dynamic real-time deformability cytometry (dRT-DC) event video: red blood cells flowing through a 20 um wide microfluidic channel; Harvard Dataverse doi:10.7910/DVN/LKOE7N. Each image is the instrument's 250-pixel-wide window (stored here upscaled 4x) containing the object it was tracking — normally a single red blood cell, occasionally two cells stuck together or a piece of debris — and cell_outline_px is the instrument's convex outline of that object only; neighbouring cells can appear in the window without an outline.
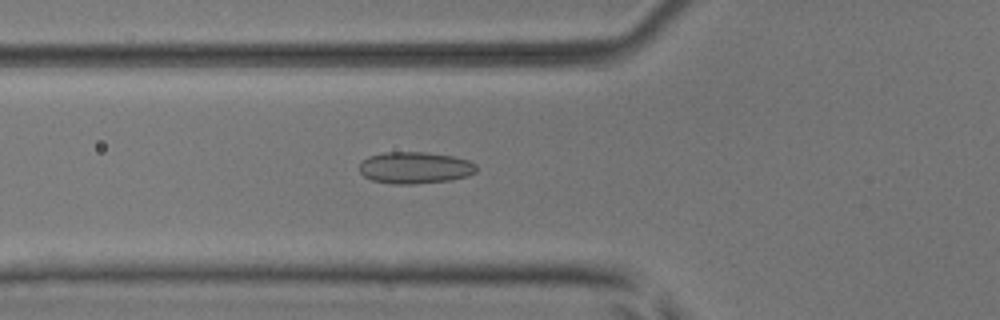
{"species": "common noctule bat (a hibernating species)", "species_latin": "Nyctalus noctula", "temperature_condition": "room temperature", "stored_images_in_passage": 49, "camera_frame_rate_fps": 3000, "um_per_image_px": 0.085, "animal": {"sex": "male", "body_mass_g": 17.9, "forearm_length_mm": 54.2}, "frame": {"image": 1, "passage_image": 19, "time_ms": 6.0, "image_size_px": [1000, 320], "cell_outline_px": [[476, 172], [468, 176], [452, 180], [412, 184], [392, 184], [372, 180], [364, 176], [360, 172], [360, 160], [368, 156], [384, 152], [424, 152], [452, 156], [468, 160], [476, 164]], "centroid_in_image_um": [35.26, 14.25], "position_along_channel_um": 90.5, "area_um2": 21.79}}
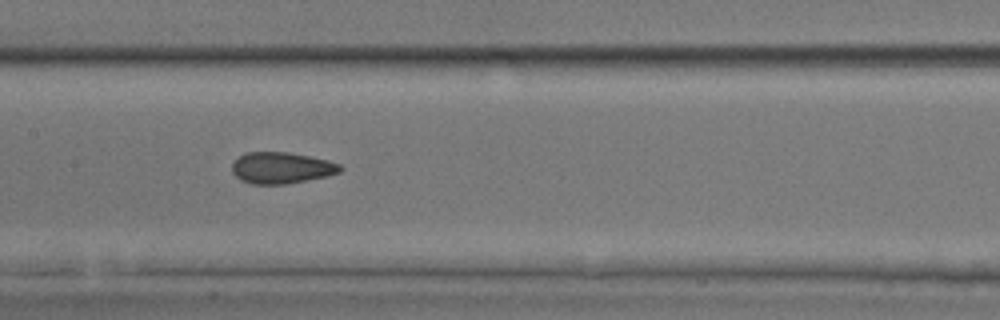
{"frame": {"image": 2, "passage_image": 26, "time_ms": 8.333, "image_size_px": [1000, 320], "cell_outline_px": [[344, 168], [340, 172], [324, 176], [284, 184], [252, 184], [240, 180], [232, 172], [232, 164], [244, 152], [288, 152], [328, 160], [340, 164]], "centroid_in_image_um": [23.9, 14.26], "position_along_channel_um": 183.5, "area_um2": 19.59}}
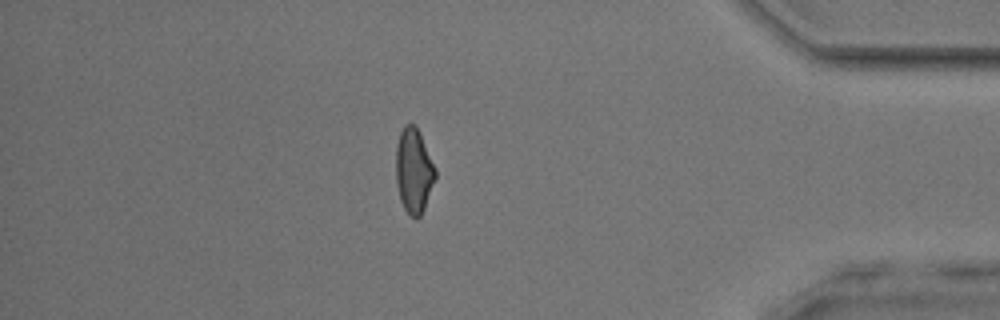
{"frame": {"image": 3, "passage_image": 45, "time_ms": 14.667, "image_size_px": [1000, 320], "cell_outline_px": [[436, 176], [424, 208], [420, 216], [416, 220], [404, 208], [400, 200], [396, 180], [396, 144], [400, 132], [404, 124], [416, 124], [436, 168]], "centroid_in_image_um": [35.16, 14.47], "position_along_channel_um": 400.0, "area_um2": 19.48}, "authors_computed_cell_mechanics": {"area_um2": 20.1144, "velocity_mm_per_s": 3.9763, "shape_relaxation_time_tau1_ms": null, "shape_relaxation_time_tau2_ms": 1.7395, "deformation_change_tau1": null, "deformation_change_tau2": 0.0942}}